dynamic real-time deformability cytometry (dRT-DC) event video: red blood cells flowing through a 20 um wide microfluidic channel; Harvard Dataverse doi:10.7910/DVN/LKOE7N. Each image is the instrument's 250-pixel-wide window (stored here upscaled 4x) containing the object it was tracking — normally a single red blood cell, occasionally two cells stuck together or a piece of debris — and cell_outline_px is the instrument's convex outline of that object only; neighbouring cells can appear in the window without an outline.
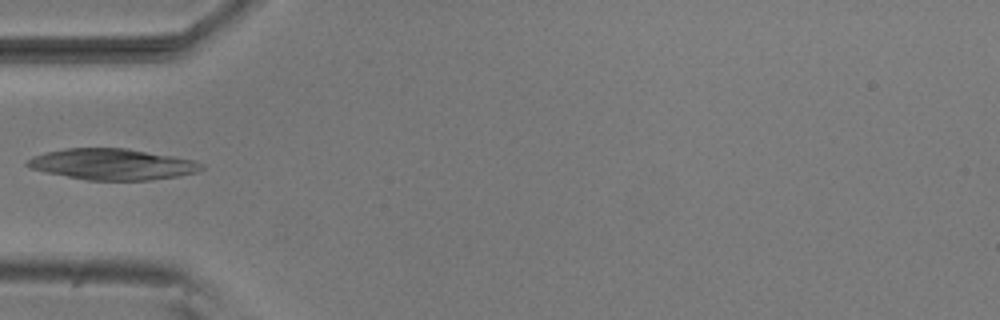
{"species": "common noctule bat (a hibernating species)", "species_latin": "Nyctalus noctula", "temperature_condition": "room temperature", "stored_images_in_passage": 35, "camera_frame_rate_fps": 3000, "um_per_image_px": 0.085, "animal": {"sex": "male", "body_mass_g": 20.5, "forearm_length_mm": 52.5}, "frame": {"image": 1, "passage_image": 1, "time_ms": 0.0, "image_size_px": [1000, 320], "cell_outline_px": [[204, 168], [196, 172], [180, 176], [152, 180], [88, 180], [48, 172], [32, 168], [24, 164], [32, 156], [44, 152], [64, 148], [124, 148], [196, 160], [204, 164]], "centroid_in_image_um": [9.58, 13.96], "position_along_channel_um": 75.4, "area_um2": 31.39}}
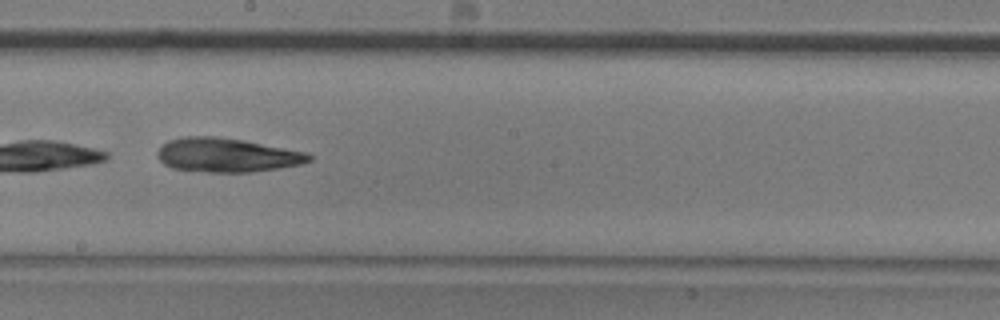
{"frame": {"image": 2, "passage_image": 13, "time_ms": 4.0, "image_size_px": [1000, 320], "cell_outline_px": [[312, 160], [300, 164], [280, 168], [252, 172], [208, 172], [172, 168], [164, 164], [156, 156], [156, 152], [160, 144], [168, 140], [180, 136], [216, 136], [244, 140], [308, 152], [312, 156]], "centroid_in_image_um": [19.25, 13.17], "position_along_channel_um": 228.9, "area_um2": 30.46}}
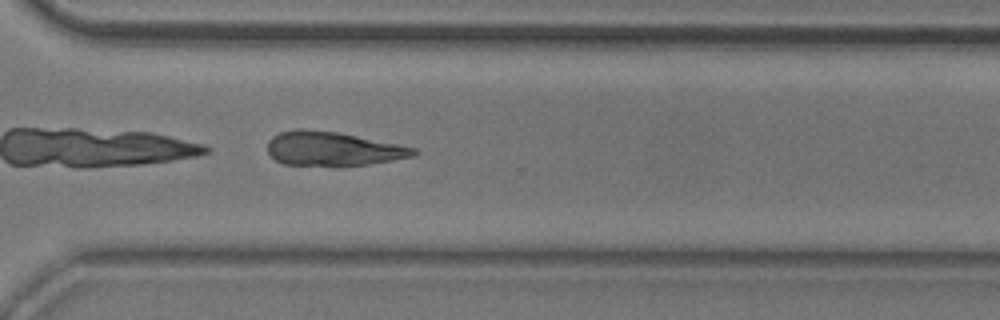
{"frame": {"image": 3, "passage_image": 22, "time_ms": 7.0, "image_size_px": [1000, 320], "cell_outline_px": [[420, 152], [416, 156], [368, 164], [340, 168], [336, 168], [284, 164], [276, 160], [268, 152], [268, 140], [272, 136], [280, 132], [296, 128], [300, 128], [340, 132], [416, 148]], "centroid_in_image_um": [28.29, 12.67], "position_along_channel_um": 342.3, "area_um2": 29.88}}